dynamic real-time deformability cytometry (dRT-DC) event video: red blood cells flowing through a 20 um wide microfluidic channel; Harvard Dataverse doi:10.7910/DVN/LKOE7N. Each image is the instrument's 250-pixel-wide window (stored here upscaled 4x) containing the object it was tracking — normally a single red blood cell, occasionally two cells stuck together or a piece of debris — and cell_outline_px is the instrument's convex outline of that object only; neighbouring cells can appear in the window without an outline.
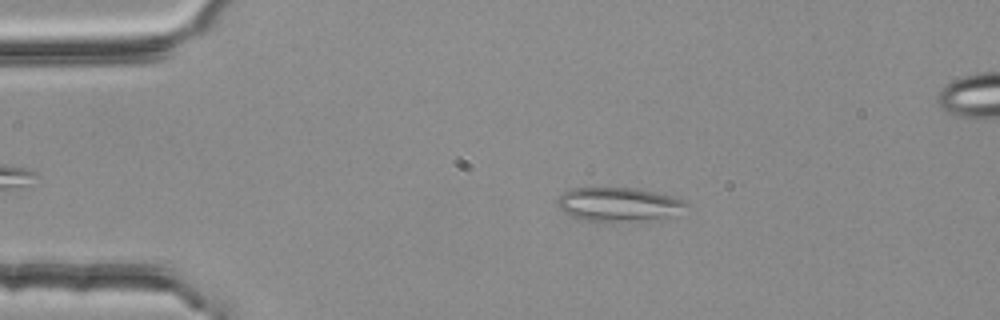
{"species": "common noctule bat (a hibernating species)", "species_latin": "Nyctalus noctula", "temperature_condition": "room temperature", "stored_images_in_passage": 3, "camera_frame_rate_fps": 3000, "um_per_image_px": 0.085, "animal": {"sex": "female", "body_mass_g": 25.1}, "frame": {"image": 1, "passage_image": 1, "time_ms": 0.0, "image_size_px": [1000, 320], "cell_outline_px": [[688, 204], [664, 220], [584, 220], [572, 216], [560, 208], [556, 200], [564, 192], [572, 188], [632, 188], [672, 196], [684, 200]], "centroid_in_image_um": [52.58, 17.36], "position_along_channel_um": 32.4, "area_um2": 24.8}}